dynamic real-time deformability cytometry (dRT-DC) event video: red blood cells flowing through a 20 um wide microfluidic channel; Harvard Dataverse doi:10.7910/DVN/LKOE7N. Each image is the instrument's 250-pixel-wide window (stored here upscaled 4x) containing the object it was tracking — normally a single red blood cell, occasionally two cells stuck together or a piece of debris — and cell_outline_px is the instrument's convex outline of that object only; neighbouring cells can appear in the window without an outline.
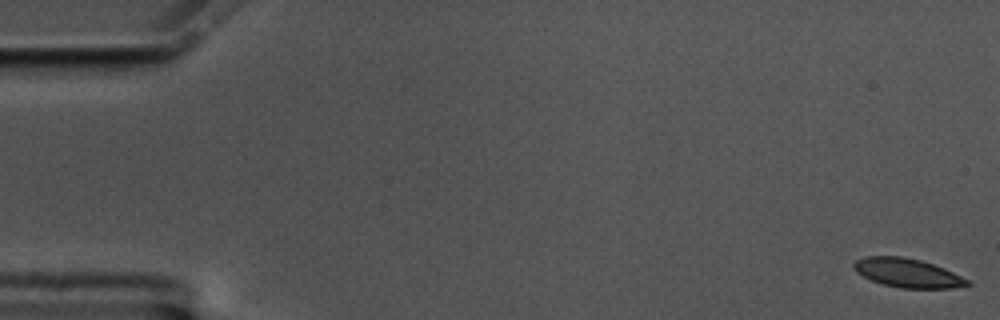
{"species": "common noctule bat (a hibernating species)", "species_latin": "Nyctalus noctula", "temperature_condition": "cold", "stored_images_in_passage": 59, "camera_frame_rate_fps": 3000, "um_per_image_px": 0.085, "animal": {"sex": "male", "body_mass_g": 17.5, "forearm_length_mm": 52.3}, "frame": {"image": 1, "passage_image": 1, "time_ms": 0.0, "image_size_px": [1000, 320], "cell_outline_px": [[972, 284], [952, 288], [900, 288], [884, 284], [872, 280], [856, 272], [852, 268], [852, 264], [856, 260], [864, 256], [904, 256], [920, 260], [944, 268], [968, 280]], "centroid_in_image_um": [77.1, 23.19], "position_along_channel_um": 7.9, "area_um2": 19.02}}
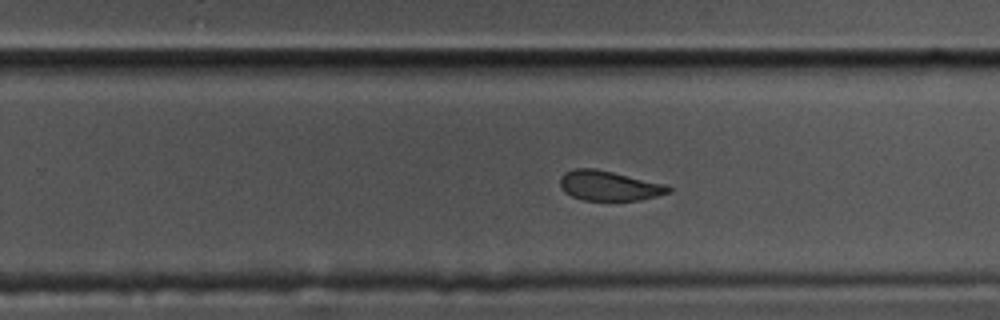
{"frame": {"image": 2, "passage_image": 37, "time_ms": 12.0, "image_size_px": [1000, 320], "cell_outline_px": [[672, 192], [640, 200], [584, 200], [572, 196], [564, 192], [560, 188], [560, 176], [564, 172], [576, 168], [596, 168], [668, 184], [672, 188]], "centroid_in_image_um": [51.78, 15.77], "position_along_channel_um": 278.0, "area_um2": 19.13}}
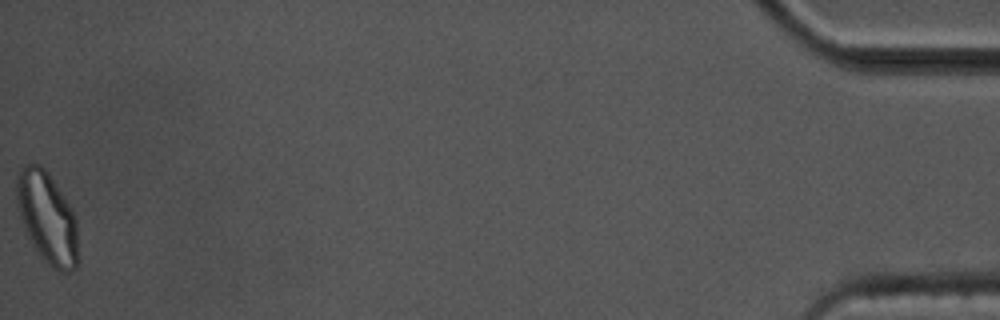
{"frame": {"image": 3, "passage_image": 59, "time_ms": 19.333, "image_size_px": [1000, 320], "cell_outline_px": [[76, 268], [68, 272], [60, 272], [52, 268], [48, 264], [36, 248], [28, 236], [24, 228], [16, 204], [16, 176], [20, 168], [24, 164], [40, 164], [48, 172], [72, 208], [76, 216]], "centroid_in_image_um": [3.99, 18.45], "position_along_channel_um": 431.2, "area_um2": 32.48}, "authors_computed_cell_mechanics": {"area_um2": 20.2878, "velocity_mm_per_s": 3.4315, "shape_relaxation_time_tau1_ms": 8.5138, "shape_relaxation_time_tau2_ms": 3.1582, "deformation_change_tau1": 0.1602, "deformation_change_tau2": 0.0723}}